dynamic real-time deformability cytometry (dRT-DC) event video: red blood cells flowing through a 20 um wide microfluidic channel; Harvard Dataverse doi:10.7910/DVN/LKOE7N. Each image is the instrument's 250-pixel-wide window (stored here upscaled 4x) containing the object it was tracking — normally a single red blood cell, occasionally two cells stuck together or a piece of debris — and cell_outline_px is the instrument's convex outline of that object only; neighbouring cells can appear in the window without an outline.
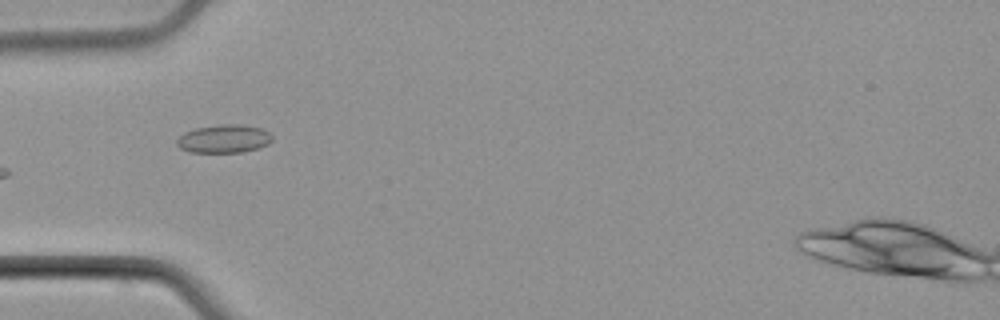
{"species": "common noctule bat (a hibernating species)", "species_latin": "Nyctalus noctula", "temperature_condition": "cold", "stored_images_in_passage": 6, "camera_frame_rate_fps": 3000, "um_per_image_px": 0.085, "animal": {"sex": "male", "body_mass_g": 21.5, "forearm_length_mm": 52.0}, "frame": {"image": 1, "passage_image": 5, "time_ms": 6.0, "image_size_px": [1000, 320], "cell_outline_px": [[272, 140], [268, 144], [256, 148], [240, 152], [188, 152], [180, 148], [176, 144], [176, 140], [184, 132], [196, 128], [220, 124], [244, 124], [260, 128], [268, 132], [272, 136]], "centroid_in_image_um": [19.01, 11.79], "position_along_channel_um": 66.0, "area_um2": 15.66}}
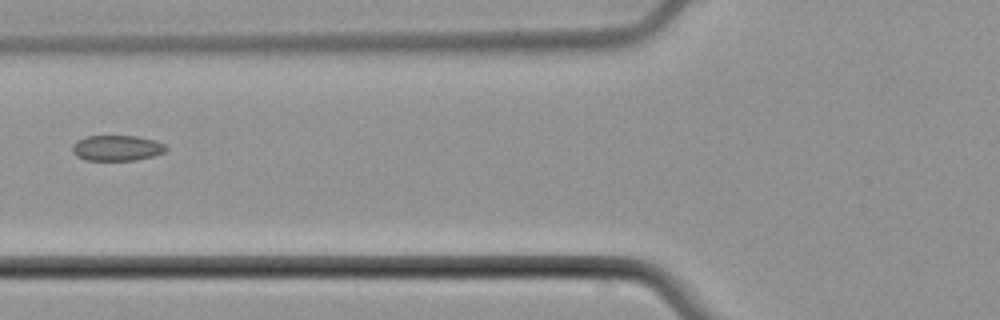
{"frame": {"image": 2, "passage_image": 6, "time_ms": 7.333, "image_size_px": [1000, 320], "cell_outline_px": [[168, 148], [164, 152], [152, 156], [136, 160], [84, 160], [76, 156], [72, 152], [72, 144], [76, 140], [84, 136], [136, 136], [156, 140], [164, 144]], "centroid_in_image_um": [9.9, 12.57], "position_along_channel_um": 115.9, "area_um2": 14.1}}